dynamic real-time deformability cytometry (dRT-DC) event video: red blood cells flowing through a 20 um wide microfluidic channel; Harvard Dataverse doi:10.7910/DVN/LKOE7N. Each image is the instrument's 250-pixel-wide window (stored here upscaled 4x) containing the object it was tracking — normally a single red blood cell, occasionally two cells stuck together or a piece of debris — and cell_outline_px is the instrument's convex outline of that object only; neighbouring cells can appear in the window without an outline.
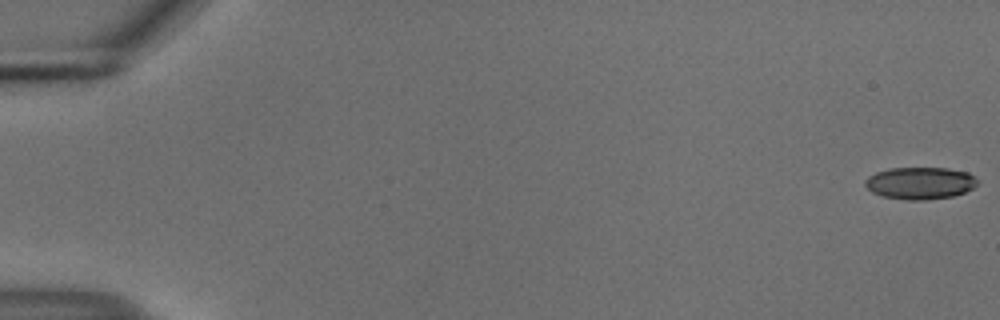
{"species": "common noctule bat (a hibernating species)", "species_latin": "Nyctalus noctula", "temperature_condition": "cold", "stored_images_in_passage": 55, "camera_frame_rate_fps": 3000, "um_per_image_px": 0.085, "animal": {"sex": "male", "body_mass_g": 18.8}, "frame": {"image": 1, "passage_image": 1, "time_ms": 0.0, "image_size_px": [1000, 320], "cell_outline_px": [[976, 184], [972, 188], [964, 192], [952, 196], [924, 200], [908, 200], [884, 196], [872, 192], [864, 184], [864, 180], [868, 176], [876, 172], [888, 168], [948, 168], [968, 172], [976, 180]], "centroid_in_image_um": [78.17, 15.55], "position_along_channel_um": 6.8, "area_um2": 20.87}}
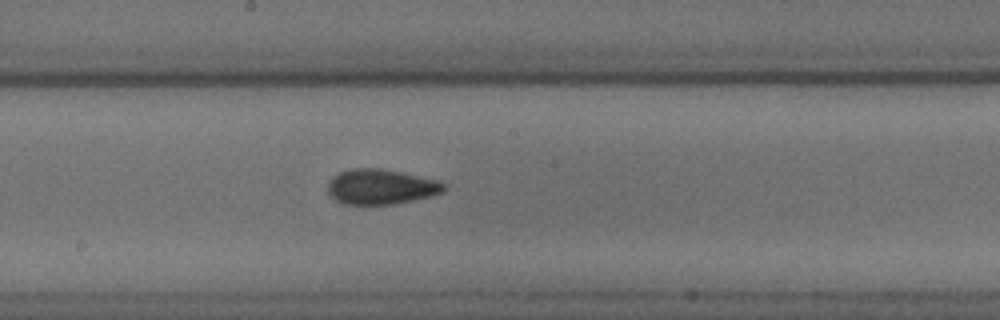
{"frame": {"image": 2, "passage_image": 31, "time_ms": 10.0, "image_size_px": [1000, 320], "cell_outline_px": [[448, 188], [444, 192], [428, 196], [392, 204], [344, 204], [336, 200], [328, 192], [328, 180], [332, 176], [340, 172], [352, 168], [380, 168], [440, 180], [448, 184]], "centroid_in_image_um": [32.4, 15.86], "position_along_channel_um": 215.8, "area_um2": 23.81}}
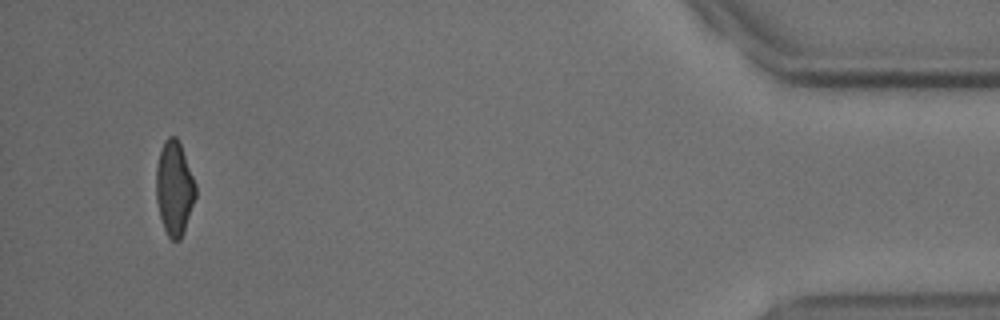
{"frame": {"image": 3, "passage_image": 53, "time_ms": 17.333, "image_size_px": [1000, 320], "cell_outline_px": [[196, 196], [184, 232], [180, 240], [172, 240], [168, 236], [164, 228], [160, 216], [156, 200], [156, 168], [160, 152], [164, 140], [168, 136], [176, 136], [180, 144], [196, 184]], "centroid_in_image_um": [14.82, 16.01], "position_along_channel_um": 420.4, "area_um2": 21.56}, "authors_computed_cell_mechanics": {"area_um2": 22.8888, "velocity_mm_per_s": 3.7152, "shape_relaxation_time_tau1_ms": 4.5494, "shape_relaxation_time_tau2_ms": 1.7928, "deformation_change_tau1": 0.1349, "deformation_change_tau2": 0.0793}}